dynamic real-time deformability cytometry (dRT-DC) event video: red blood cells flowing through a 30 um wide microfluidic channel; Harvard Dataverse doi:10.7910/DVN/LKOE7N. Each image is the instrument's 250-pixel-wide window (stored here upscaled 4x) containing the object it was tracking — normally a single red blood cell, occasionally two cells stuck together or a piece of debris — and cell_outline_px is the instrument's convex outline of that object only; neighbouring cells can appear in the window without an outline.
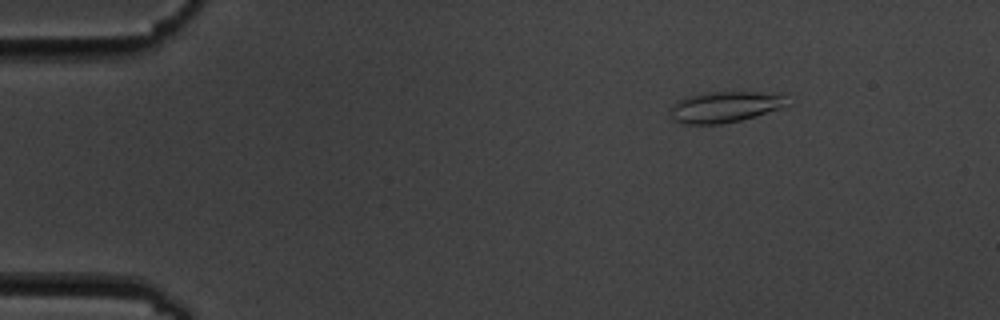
{"species": "common noctule bat (a hibernating species)", "species_latin": "Nyctalus noctula", "temperature_condition": "cold", "stored_images_in_passage": 6, "camera_frame_rate_fps": 3000, "um_per_image_px": 0.085, "animal": {"sex": "male", "body_mass_g": 19.5, "forearm_length_mm": 54.6}, "frame": {"image": 1, "passage_image": 2, "time_ms": 1.333, "image_size_px": [1000, 320], "cell_outline_px": [[792, 104], [756, 116], [740, 120], [720, 124], [684, 124], [672, 120], [672, 104], [676, 100], [684, 96], [708, 92], [788, 92]], "centroid_in_image_um": [61.73, 9.05], "position_along_channel_um": 23.3, "area_um2": 21.79}}